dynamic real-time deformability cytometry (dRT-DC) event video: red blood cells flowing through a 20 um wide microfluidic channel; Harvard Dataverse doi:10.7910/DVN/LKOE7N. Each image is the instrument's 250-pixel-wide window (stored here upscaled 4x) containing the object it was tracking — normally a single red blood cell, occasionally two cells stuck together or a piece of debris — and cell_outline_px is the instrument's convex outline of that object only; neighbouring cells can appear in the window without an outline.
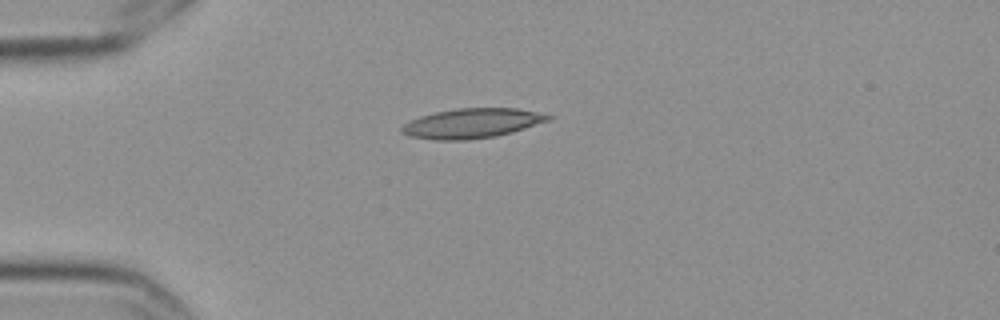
{"species": "Egyptian fruit bat (a non-hibernating species)", "species_latin": "Rousettus aegyptiacus", "temperature_condition": "cold", "stored_images_in_passage": 2, "camera_frame_rate_fps": 3000, "um_per_image_px": 0.085, "frame": {"image": 1, "passage_image": 1, "time_ms": 0.0, "image_size_px": [1000, 320], "cell_outline_px": [[552, 116], [548, 120], [512, 132], [496, 136], [468, 140], [436, 140], [408, 136], [400, 132], [400, 128], [408, 120], [420, 116], [436, 112], [456, 108], [516, 108], [536, 112]], "centroid_in_image_um": [40.03, 10.48], "position_along_channel_um": 45.0, "area_um2": 25.26}}